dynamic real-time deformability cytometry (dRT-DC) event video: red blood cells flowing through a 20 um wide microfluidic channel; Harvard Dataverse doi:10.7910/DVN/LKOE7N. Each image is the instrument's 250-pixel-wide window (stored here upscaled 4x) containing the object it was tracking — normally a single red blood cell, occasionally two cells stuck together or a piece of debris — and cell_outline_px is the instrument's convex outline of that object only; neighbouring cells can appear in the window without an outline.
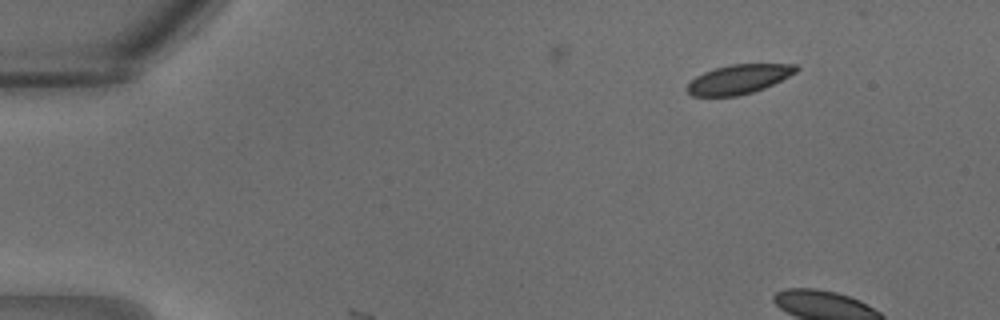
{"species": "common noctule bat (a hibernating species)", "species_latin": "Nyctalus noctula", "temperature_condition": "warm", "stored_images_in_passage": 2, "camera_frame_rate_fps": 3000, "um_per_image_px": 0.085, "animal": {"sex": "male", "body_mass_g": 18.8}, "frame": {"image": 1, "passage_image": 1, "time_ms": 0.0, "image_size_px": [1000, 320], "cell_outline_px": [[800, 68], [796, 72], [764, 88], [752, 92], [736, 96], [692, 96], [684, 88], [696, 76], [704, 72], [716, 68], [732, 64], [796, 64]], "centroid_in_image_um": [62.77, 6.73], "position_along_channel_um": 22.2, "area_um2": 18.44}}